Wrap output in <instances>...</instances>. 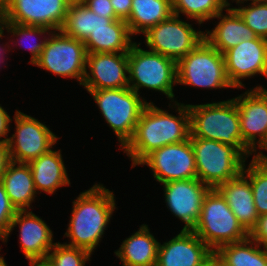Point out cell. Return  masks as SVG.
Here are the masks:
<instances>
[{"label":"cell","mask_w":267,"mask_h":266,"mask_svg":"<svg viewBox=\"0 0 267 266\" xmlns=\"http://www.w3.org/2000/svg\"><path fill=\"white\" fill-rule=\"evenodd\" d=\"M174 102L178 116L158 108L153 102L145 106L132 139L122 149L130 157L132 167L138 165L153 150L190 138L188 104Z\"/></svg>","instance_id":"1"},{"label":"cell","mask_w":267,"mask_h":266,"mask_svg":"<svg viewBox=\"0 0 267 266\" xmlns=\"http://www.w3.org/2000/svg\"><path fill=\"white\" fill-rule=\"evenodd\" d=\"M114 198L113 192L102 184H94L80 193L73 201L70 223L64 234L71 241L63 244L85 249L92 254L116 208Z\"/></svg>","instance_id":"2"},{"label":"cell","mask_w":267,"mask_h":266,"mask_svg":"<svg viewBox=\"0 0 267 266\" xmlns=\"http://www.w3.org/2000/svg\"><path fill=\"white\" fill-rule=\"evenodd\" d=\"M190 137L234 146L245 158L253 152L242 141L240 119L235 100L190 105Z\"/></svg>","instance_id":"3"},{"label":"cell","mask_w":267,"mask_h":266,"mask_svg":"<svg viewBox=\"0 0 267 266\" xmlns=\"http://www.w3.org/2000/svg\"><path fill=\"white\" fill-rule=\"evenodd\" d=\"M192 231L213 252L223 245L240 242L249 237V233L216 189H211L205 196L200 217Z\"/></svg>","instance_id":"4"},{"label":"cell","mask_w":267,"mask_h":266,"mask_svg":"<svg viewBox=\"0 0 267 266\" xmlns=\"http://www.w3.org/2000/svg\"><path fill=\"white\" fill-rule=\"evenodd\" d=\"M190 140L197 178L211 189L242 173L246 158L234 146L198 137H190Z\"/></svg>","instance_id":"5"},{"label":"cell","mask_w":267,"mask_h":266,"mask_svg":"<svg viewBox=\"0 0 267 266\" xmlns=\"http://www.w3.org/2000/svg\"><path fill=\"white\" fill-rule=\"evenodd\" d=\"M139 46L140 43L134 42L128 51L129 88L137 94L140 88L161 91L173 102V88L174 84L177 85V62Z\"/></svg>","instance_id":"6"},{"label":"cell","mask_w":267,"mask_h":266,"mask_svg":"<svg viewBox=\"0 0 267 266\" xmlns=\"http://www.w3.org/2000/svg\"><path fill=\"white\" fill-rule=\"evenodd\" d=\"M87 91L123 149L132 139L140 115L149 102L129 87Z\"/></svg>","instance_id":"7"},{"label":"cell","mask_w":267,"mask_h":266,"mask_svg":"<svg viewBox=\"0 0 267 266\" xmlns=\"http://www.w3.org/2000/svg\"><path fill=\"white\" fill-rule=\"evenodd\" d=\"M177 84L206 89L233 87L226 75L223 54L205 38L177 62Z\"/></svg>","instance_id":"8"},{"label":"cell","mask_w":267,"mask_h":266,"mask_svg":"<svg viewBox=\"0 0 267 266\" xmlns=\"http://www.w3.org/2000/svg\"><path fill=\"white\" fill-rule=\"evenodd\" d=\"M48 34L37 67L56 76L74 78L82 85L86 73V49L83 41L65 35L61 30Z\"/></svg>","instance_id":"9"},{"label":"cell","mask_w":267,"mask_h":266,"mask_svg":"<svg viewBox=\"0 0 267 266\" xmlns=\"http://www.w3.org/2000/svg\"><path fill=\"white\" fill-rule=\"evenodd\" d=\"M172 14L166 20L144 33L145 43L151 51L178 62L204 40V32Z\"/></svg>","instance_id":"10"},{"label":"cell","mask_w":267,"mask_h":266,"mask_svg":"<svg viewBox=\"0 0 267 266\" xmlns=\"http://www.w3.org/2000/svg\"><path fill=\"white\" fill-rule=\"evenodd\" d=\"M14 120L16 133L8 141L13 162L28 163L50 151L59 139L45 124L19 110Z\"/></svg>","instance_id":"11"},{"label":"cell","mask_w":267,"mask_h":266,"mask_svg":"<svg viewBox=\"0 0 267 266\" xmlns=\"http://www.w3.org/2000/svg\"><path fill=\"white\" fill-rule=\"evenodd\" d=\"M138 165H148L159 183L197 178L196 161L190 138L165 145L149 153Z\"/></svg>","instance_id":"12"},{"label":"cell","mask_w":267,"mask_h":266,"mask_svg":"<svg viewBox=\"0 0 267 266\" xmlns=\"http://www.w3.org/2000/svg\"><path fill=\"white\" fill-rule=\"evenodd\" d=\"M233 99L239 112L242 141L256 154V146L261 148L267 140V89L256 86Z\"/></svg>","instance_id":"13"},{"label":"cell","mask_w":267,"mask_h":266,"mask_svg":"<svg viewBox=\"0 0 267 266\" xmlns=\"http://www.w3.org/2000/svg\"><path fill=\"white\" fill-rule=\"evenodd\" d=\"M223 56L226 75L233 88H242V79L257 74L267 77V39L257 37L242 41Z\"/></svg>","instance_id":"14"},{"label":"cell","mask_w":267,"mask_h":266,"mask_svg":"<svg viewBox=\"0 0 267 266\" xmlns=\"http://www.w3.org/2000/svg\"><path fill=\"white\" fill-rule=\"evenodd\" d=\"M163 185L167 208L185 223L183 230H192L200 217L204 198L211 188L198 178L174 180Z\"/></svg>","instance_id":"15"},{"label":"cell","mask_w":267,"mask_h":266,"mask_svg":"<svg viewBox=\"0 0 267 266\" xmlns=\"http://www.w3.org/2000/svg\"><path fill=\"white\" fill-rule=\"evenodd\" d=\"M67 0H12L5 9L7 21L61 30L66 20Z\"/></svg>","instance_id":"16"},{"label":"cell","mask_w":267,"mask_h":266,"mask_svg":"<svg viewBox=\"0 0 267 266\" xmlns=\"http://www.w3.org/2000/svg\"><path fill=\"white\" fill-rule=\"evenodd\" d=\"M88 69L82 83L87 90L129 87L128 53H87Z\"/></svg>","instance_id":"17"},{"label":"cell","mask_w":267,"mask_h":266,"mask_svg":"<svg viewBox=\"0 0 267 266\" xmlns=\"http://www.w3.org/2000/svg\"><path fill=\"white\" fill-rule=\"evenodd\" d=\"M212 253L192 230L182 229L168 242L159 243L156 266H203Z\"/></svg>","instance_id":"18"},{"label":"cell","mask_w":267,"mask_h":266,"mask_svg":"<svg viewBox=\"0 0 267 266\" xmlns=\"http://www.w3.org/2000/svg\"><path fill=\"white\" fill-rule=\"evenodd\" d=\"M17 226L20 229V247L26 259H46L56 244L52 243L53 233L50 227L30 210L17 211L9 234Z\"/></svg>","instance_id":"19"},{"label":"cell","mask_w":267,"mask_h":266,"mask_svg":"<svg viewBox=\"0 0 267 266\" xmlns=\"http://www.w3.org/2000/svg\"><path fill=\"white\" fill-rule=\"evenodd\" d=\"M216 190L226 200L240 224L250 234L257 225L259 214L249 180L241 173L238 177L219 185Z\"/></svg>","instance_id":"20"},{"label":"cell","mask_w":267,"mask_h":266,"mask_svg":"<svg viewBox=\"0 0 267 266\" xmlns=\"http://www.w3.org/2000/svg\"><path fill=\"white\" fill-rule=\"evenodd\" d=\"M224 15L220 12L216 17L221 19L213 30L204 32L205 39L221 54L242 41L257 38L256 34L241 19L239 14L230 6Z\"/></svg>","instance_id":"21"},{"label":"cell","mask_w":267,"mask_h":266,"mask_svg":"<svg viewBox=\"0 0 267 266\" xmlns=\"http://www.w3.org/2000/svg\"><path fill=\"white\" fill-rule=\"evenodd\" d=\"M36 191L53 194L57 188L70 185L61 150H50L28 162Z\"/></svg>","instance_id":"22"},{"label":"cell","mask_w":267,"mask_h":266,"mask_svg":"<svg viewBox=\"0 0 267 266\" xmlns=\"http://www.w3.org/2000/svg\"><path fill=\"white\" fill-rule=\"evenodd\" d=\"M159 243L143 224L114 253L125 266H156Z\"/></svg>","instance_id":"23"},{"label":"cell","mask_w":267,"mask_h":266,"mask_svg":"<svg viewBox=\"0 0 267 266\" xmlns=\"http://www.w3.org/2000/svg\"><path fill=\"white\" fill-rule=\"evenodd\" d=\"M1 181L12 205L17 211L31 209L30 205L34 201L37 191L28 163L11 161L2 174Z\"/></svg>","instance_id":"24"},{"label":"cell","mask_w":267,"mask_h":266,"mask_svg":"<svg viewBox=\"0 0 267 266\" xmlns=\"http://www.w3.org/2000/svg\"><path fill=\"white\" fill-rule=\"evenodd\" d=\"M126 21L113 20L106 27H98L83 42L87 53H128L134 44Z\"/></svg>","instance_id":"25"},{"label":"cell","mask_w":267,"mask_h":266,"mask_svg":"<svg viewBox=\"0 0 267 266\" xmlns=\"http://www.w3.org/2000/svg\"><path fill=\"white\" fill-rule=\"evenodd\" d=\"M173 14L171 0H132L130 16L126 20L130 33H145Z\"/></svg>","instance_id":"26"},{"label":"cell","mask_w":267,"mask_h":266,"mask_svg":"<svg viewBox=\"0 0 267 266\" xmlns=\"http://www.w3.org/2000/svg\"><path fill=\"white\" fill-rule=\"evenodd\" d=\"M92 12L84 3L69 4L66 20L61 31L72 38L85 41L98 27H106L113 20Z\"/></svg>","instance_id":"27"},{"label":"cell","mask_w":267,"mask_h":266,"mask_svg":"<svg viewBox=\"0 0 267 266\" xmlns=\"http://www.w3.org/2000/svg\"><path fill=\"white\" fill-rule=\"evenodd\" d=\"M262 248L249 236L243 241L223 245L215 253L229 266H267V249Z\"/></svg>","instance_id":"28"},{"label":"cell","mask_w":267,"mask_h":266,"mask_svg":"<svg viewBox=\"0 0 267 266\" xmlns=\"http://www.w3.org/2000/svg\"><path fill=\"white\" fill-rule=\"evenodd\" d=\"M171 3L173 14L179 16L183 13L198 24L213 19L230 6L228 0H171Z\"/></svg>","instance_id":"29"},{"label":"cell","mask_w":267,"mask_h":266,"mask_svg":"<svg viewBox=\"0 0 267 266\" xmlns=\"http://www.w3.org/2000/svg\"><path fill=\"white\" fill-rule=\"evenodd\" d=\"M242 174L249 180L259 217L267 214V161L253 157Z\"/></svg>","instance_id":"30"},{"label":"cell","mask_w":267,"mask_h":266,"mask_svg":"<svg viewBox=\"0 0 267 266\" xmlns=\"http://www.w3.org/2000/svg\"><path fill=\"white\" fill-rule=\"evenodd\" d=\"M252 1L248 6L233 9L257 37L267 39V0H240L236 4Z\"/></svg>","instance_id":"31"},{"label":"cell","mask_w":267,"mask_h":266,"mask_svg":"<svg viewBox=\"0 0 267 266\" xmlns=\"http://www.w3.org/2000/svg\"><path fill=\"white\" fill-rule=\"evenodd\" d=\"M91 253L82 248L70 247L56 242L49 251L47 259L53 266H85Z\"/></svg>","instance_id":"32"},{"label":"cell","mask_w":267,"mask_h":266,"mask_svg":"<svg viewBox=\"0 0 267 266\" xmlns=\"http://www.w3.org/2000/svg\"><path fill=\"white\" fill-rule=\"evenodd\" d=\"M8 33H12L13 37L21 36L19 39L25 40L27 37L32 38L35 36H41L42 34H47L53 32L50 31V29L42 26H31V25H24V24H18L13 22H7L6 28ZM50 31V32H49ZM35 35V36H34ZM24 37V38H23ZM47 40V37H44L43 41L41 40L38 43L31 44L30 46H25L26 49H28L31 52V60L29 61L34 65V63L38 60L40 57V54L42 53V50L45 46V42ZM34 41V40H33ZM20 42V41H19ZM24 42V41H23ZM25 43V42H24ZM22 43H20L21 45ZM23 45V44H22ZM24 46V45H23Z\"/></svg>","instance_id":"33"},{"label":"cell","mask_w":267,"mask_h":266,"mask_svg":"<svg viewBox=\"0 0 267 266\" xmlns=\"http://www.w3.org/2000/svg\"><path fill=\"white\" fill-rule=\"evenodd\" d=\"M17 213L12 205L2 181L0 180V240L7 242L11 222Z\"/></svg>","instance_id":"34"},{"label":"cell","mask_w":267,"mask_h":266,"mask_svg":"<svg viewBox=\"0 0 267 266\" xmlns=\"http://www.w3.org/2000/svg\"><path fill=\"white\" fill-rule=\"evenodd\" d=\"M83 3L98 16L105 18H118L110 0H84Z\"/></svg>","instance_id":"35"},{"label":"cell","mask_w":267,"mask_h":266,"mask_svg":"<svg viewBox=\"0 0 267 266\" xmlns=\"http://www.w3.org/2000/svg\"><path fill=\"white\" fill-rule=\"evenodd\" d=\"M249 236L261 247L263 245L267 249V214L258 218L257 225L250 232Z\"/></svg>","instance_id":"36"},{"label":"cell","mask_w":267,"mask_h":266,"mask_svg":"<svg viewBox=\"0 0 267 266\" xmlns=\"http://www.w3.org/2000/svg\"><path fill=\"white\" fill-rule=\"evenodd\" d=\"M116 16L126 21L130 16L132 0H110Z\"/></svg>","instance_id":"37"},{"label":"cell","mask_w":267,"mask_h":266,"mask_svg":"<svg viewBox=\"0 0 267 266\" xmlns=\"http://www.w3.org/2000/svg\"><path fill=\"white\" fill-rule=\"evenodd\" d=\"M12 121V119L10 118V116L7 114V111L4 110V108L1 106L0 104V143H8L9 138L8 137V133L10 132V122ZM2 137L4 139H2Z\"/></svg>","instance_id":"38"},{"label":"cell","mask_w":267,"mask_h":266,"mask_svg":"<svg viewBox=\"0 0 267 266\" xmlns=\"http://www.w3.org/2000/svg\"><path fill=\"white\" fill-rule=\"evenodd\" d=\"M10 162L8 143H0V180Z\"/></svg>","instance_id":"39"},{"label":"cell","mask_w":267,"mask_h":266,"mask_svg":"<svg viewBox=\"0 0 267 266\" xmlns=\"http://www.w3.org/2000/svg\"><path fill=\"white\" fill-rule=\"evenodd\" d=\"M7 22L6 11L0 8V39L4 35V28H6Z\"/></svg>","instance_id":"40"},{"label":"cell","mask_w":267,"mask_h":266,"mask_svg":"<svg viewBox=\"0 0 267 266\" xmlns=\"http://www.w3.org/2000/svg\"><path fill=\"white\" fill-rule=\"evenodd\" d=\"M30 266H53L50 261L46 259H29Z\"/></svg>","instance_id":"41"},{"label":"cell","mask_w":267,"mask_h":266,"mask_svg":"<svg viewBox=\"0 0 267 266\" xmlns=\"http://www.w3.org/2000/svg\"><path fill=\"white\" fill-rule=\"evenodd\" d=\"M210 260L216 265V266H229L227 263H225L215 252H213L210 256Z\"/></svg>","instance_id":"42"},{"label":"cell","mask_w":267,"mask_h":266,"mask_svg":"<svg viewBox=\"0 0 267 266\" xmlns=\"http://www.w3.org/2000/svg\"><path fill=\"white\" fill-rule=\"evenodd\" d=\"M12 0H0V8L6 9Z\"/></svg>","instance_id":"43"},{"label":"cell","mask_w":267,"mask_h":266,"mask_svg":"<svg viewBox=\"0 0 267 266\" xmlns=\"http://www.w3.org/2000/svg\"><path fill=\"white\" fill-rule=\"evenodd\" d=\"M254 157L258 158V159H261V160L267 161V156H266V154H263L262 151H260L257 154H254Z\"/></svg>","instance_id":"44"},{"label":"cell","mask_w":267,"mask_h":266,"mask_svg":"<svg viewBox=\"0 0 267 266\" xmlns=\"http://www.w3.org/2000/svg\"><path fill=\"white\" fill-rule=\"evenodd\" d=\"M0 250H1V248H0ZM0 266H7L5 260L2 256H0Z\"/></svg>","instance_id":"45"},{"label":"cell","mask_w":267,"mask_h":266,"mask_svg":"<svg viewBox=\"0 0 267 266\" xmlns=\"http://www.w3.org/2000/svg\"><path fill=\"white\" fill-rule=\"evenodd\" d=\"M1 52H2V53H1ZM5 52H6V50L4 51V49L0 47V58L2 57V59H0V63H3V61H2V60H4V59H3V56H4L3 53H5ZM2 55H3V56H2ZM1 61H2V62H1Z\"/></svg>","instance_id":"46"},{"label":"cell","mask_w":267,"mask_h":266,"mask_svg":"<svg viewBox=\"0 0 267 266\" xmlns=\"http://www.w3.org/2000/svg\"><path fill=\"white\" fill-rule=\"evenodd\" d=\"M203 266H216L210 259Z\"/></svg>","instance_id":"47"},{"label":"cell","mask_w":267,"mask_h":266,"mask_svg":"<svg viewBox=\"0 0 267 266\" xmlns=\"http://www.w3.org/2000/svg\"><path fill=\"white\" fill-rule=\"evenodd\" d=\"M70 4L72 3H83L84 0H67Z\"/></svg>","instance_id":"48"},{"label":"cell","mask_w":267,"mask_h":266,"mask_svg":"<svg viewBox=\"0 0 267 266\" xmlns=\"http://www.w3.org/2000/svg\"><path fill=\"white\" fill-rule=\"evenodd\" d=\"M260 149L263 150V151H264V150H265V151L267 150V140H266V143H265Z\"/></svg>","instance_id":"49"}]
</instances>
